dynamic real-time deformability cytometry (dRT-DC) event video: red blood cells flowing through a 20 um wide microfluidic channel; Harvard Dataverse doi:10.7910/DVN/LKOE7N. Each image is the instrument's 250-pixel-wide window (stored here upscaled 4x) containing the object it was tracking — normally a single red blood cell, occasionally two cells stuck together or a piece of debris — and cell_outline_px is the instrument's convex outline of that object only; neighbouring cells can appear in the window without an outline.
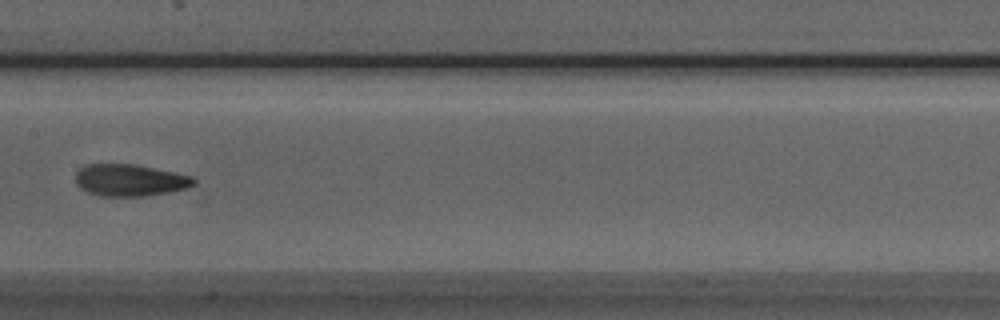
{"species": "Egyptian fruit bat (a non-hibernating species)", "species_latin": "Rousettus aegyptiacus", "temperature_condition": "room temperature", "stored_images_in_passage": 6, "camera_frame_rate_fps": 3000, "um_per_image_px": 0.085, "animal": {"sex": "male"}, "frame": {"image": 1, "passage_image": 6, "time_ms": 1.667, "image_size_px": [1000, 320], "cell_outline_px": [[196, 184], [184, 188], [168, 192], [144, 196], [100, 196], [88, 192], [80, 188], [76, 184], [76, 172], [84, 164], [136, 164], [192, 176], [196, 180]], "centroid_in_image_um": [11.01, 15.31], "position_along_channel_um": 196.4, "area_um2": 21.96}}